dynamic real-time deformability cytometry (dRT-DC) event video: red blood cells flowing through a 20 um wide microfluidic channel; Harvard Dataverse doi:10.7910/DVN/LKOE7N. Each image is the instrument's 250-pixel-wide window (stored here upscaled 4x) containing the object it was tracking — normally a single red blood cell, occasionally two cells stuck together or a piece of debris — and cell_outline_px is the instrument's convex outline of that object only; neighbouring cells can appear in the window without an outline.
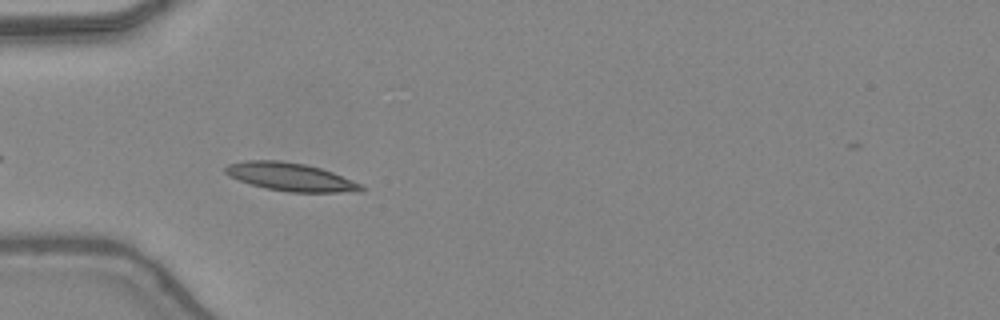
{"species": "common noctule bat (a hibernating species)", "species_latin": "Nyctalus noctula", "temperature_condition": "warm", "stored_images_in_passage": 30, "camera_frame_rate_fps": 3000, "um_per_image_px": 0.085, "animal": {"sex": "female", "body_mass_g": 24.6, "forearm_length_mm": 56.2}, "frame": {"image": 1, "passage_image": 4, "time_ms": 1.0, "image_size_px": [1000, 320], "cell_outline_px": [[364, 192], [288, 192], [264, 188], [228, 176], [224, 172], [224, 168], [228, 164], [244, 160], [280, 160], [304, 164], [320, 168], [332, 172], [364, 184]], "centroid_in_image_um": [24.72, 15.04], "position_along_channel_um": 60.3, "area_um2": 22.43}}
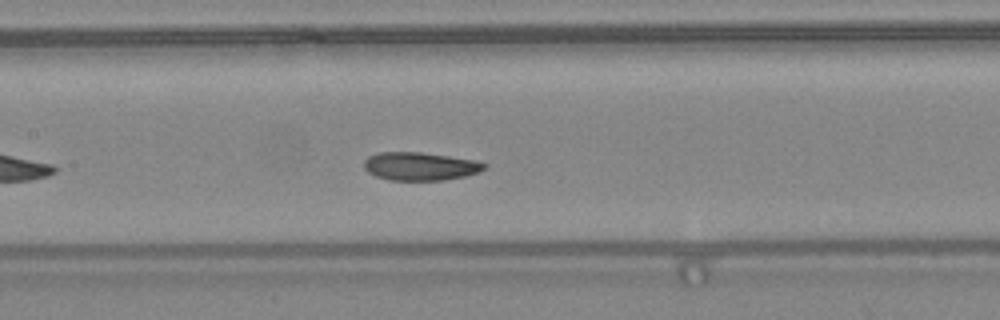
{"frame": {"image": 2, "passage_image": 12, "time_ms": 3.667, "image_size_px": [1000, 320], "cell_outline_px": [[488, 164], [480, 172], [464, 176], [444, 180], [388, 180], [376, 176], [368, 172], [364, 168], [364, 160], [368, 156], [380, 152], [420, 152], [476, 160]], "centroid_in_image_um": [35.7, 14.13], "position_along_channel_um": 171.7, "area_um2": 19.77}}
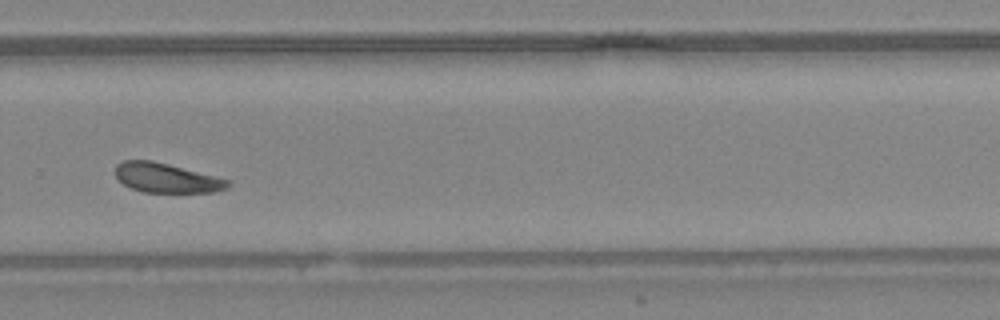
{"frame": {"image": 3, "passage_image": 22, "time_ms": 7.0, "image_size_px": [1000, 320], "cell_outline_px": [[228, 188], [216, 192], [140, 192], [124, 184], [116, 176], [116, 164], [124, 160], [152, 160], [168, 164], [228, 180]], "centroid_in_image_um": [14.11, 15.13], "position_along_channel_um": 315.7, "area_um2": 19.02}, "authors_computed_cell_mechanics": {"area_um2": 20.1722, "velocity_mm_per_s": 4.3468, "shape_relaxation_time_tau1_ms": 2.3078, "shape_relaxation_time_tau2_ms": null, "deformation_change_tau1": 0.103, "deformation_change_tau2": null}}